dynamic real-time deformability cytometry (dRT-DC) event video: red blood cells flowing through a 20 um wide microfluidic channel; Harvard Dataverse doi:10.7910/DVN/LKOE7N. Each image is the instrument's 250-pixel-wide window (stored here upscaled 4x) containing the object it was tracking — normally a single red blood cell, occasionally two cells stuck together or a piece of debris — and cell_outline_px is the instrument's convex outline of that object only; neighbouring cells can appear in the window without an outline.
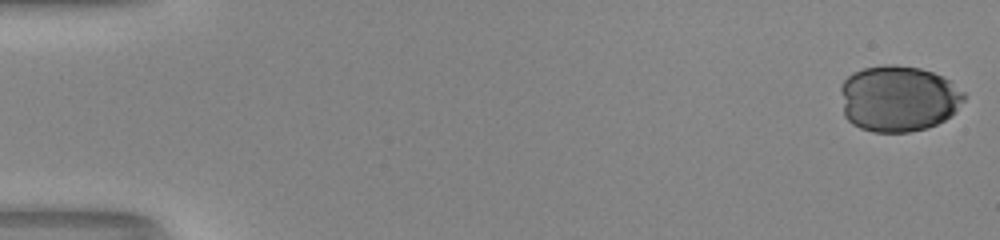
{"species": "human", "species_latin": "Homo sapiens", "temperature_condition": "room temperature", "stored_images_in_passage": 42, "camera_frame_rate_fps": 3000, "um_per_image_px": 0.085, "donor": {"sex": "male"}, "frame": {"image": 1, "passage_image": 1, "time_ms": 0.0, "image_size_px": [1000, 240], "cell_outline_px": [[964, 100], [956, 112], [944, 120], [928, 128], [908, 132], [872, 132], [860, 128], [852, 124], [844, 116], [840, 92], [840, 84], [852, 72], [864, 68], [884, 64], [896, 64], [920, 68], [944, 76], [952, 80], [964, 92]], "centroid_in_image_um": [76.36, 8.37], "position_along_channel_um": 8.6, "area_um2": 48.32}}
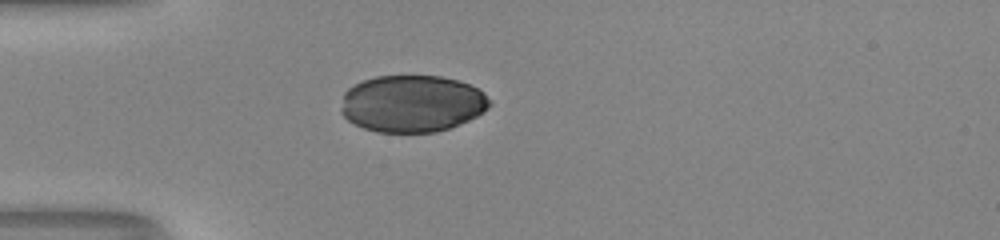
{"frame": {"image": 2, "passage_image": 16, "time_ms": 5.0, "image_size_px": [1000, 240], "cell_outline_px": [[492, 104], [488, 108], [476, 116], [468, 120], [448, 128], [436, 132], [376, 132], [364, 128], [348, 120], [340, 112], [340, 108], [344, 92], [348, 88], [364, 80], [376, 76], [440, 76], [456, 80], [468, 84], [484, 92]], "centroid_in_image_um": [35.01, 8.81], "position_along_channel_um": 50.0, "area_um2": 49.25}}